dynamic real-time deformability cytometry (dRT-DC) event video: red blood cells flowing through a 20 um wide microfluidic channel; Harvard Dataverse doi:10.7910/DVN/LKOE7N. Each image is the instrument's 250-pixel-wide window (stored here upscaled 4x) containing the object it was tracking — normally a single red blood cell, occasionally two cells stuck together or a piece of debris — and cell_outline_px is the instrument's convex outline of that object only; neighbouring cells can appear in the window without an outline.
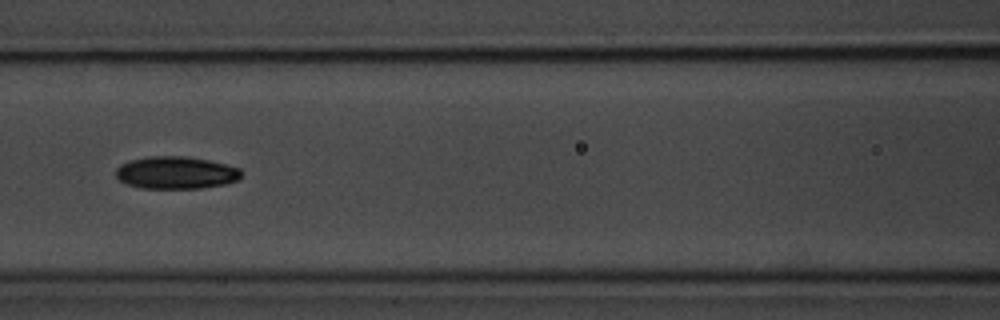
{"species": "common noctule bat (a hibernating species)", "species_latin": "Nyctalus noctula", "temperature_condition": "room temperature", "stored_images_in_passage": 12, "camera_frame_rate_fps": 3000, "um_per_image_px": 0.085, "animal": {"sex": "male", "body_mass_g": 20.1, "forearm_length_mm": 53.5}, "frame": {"image": 1, "passage_image": 6, "time_ms": 6.667, "image_size_px": [1000, 320], "cell_outline_px": [[240, 176], [236, 180], [224, 184], [200, 188], [140, 188], [128, 184], [120, 180], [116, 176], [116, 168], [120, 164], [128, 160], [152, 156], [184, 156], [208, 160], [240, 168]], "centroid_in_image_um": [14.91, 14.67], "position_along_channel_um": 151.7, "area_um2": 23.52}}
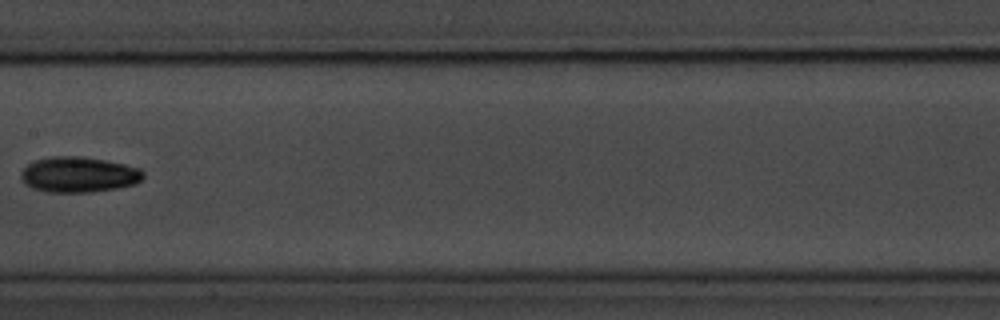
{"frame": {"image": 2, "passage_image": 7, "time_ms": 8.0, "image_size_px": [1000, 320], "cell_outline_px": [[144, 176], [136, 184], [116, 188], [88, 192], [48, 192], [32, 188], [24, 184], [20, 176], [24, 168], [28, 164], [36, 160], [52, 156], [84, 156], [124, 164], [140, 168], [144, 172]], "centroid_in_image_um": [6.69, 14.84], "position_along_channel_um": 200.7, "area_um2": 25.32}}
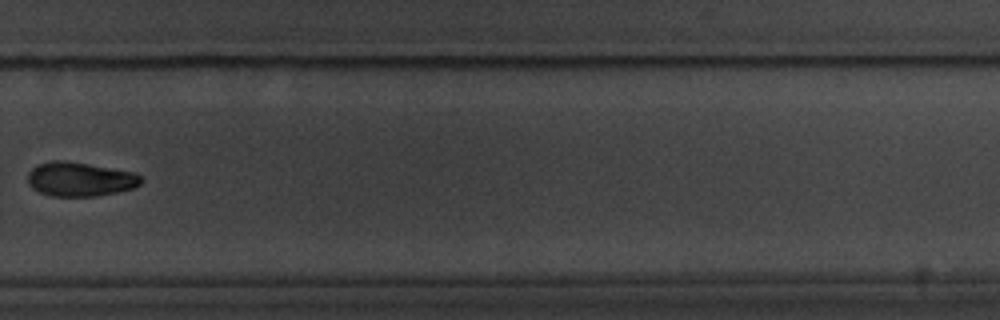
{"frame": {"image": 3, "passage_image": 10, "time_ms": 11.333, "image_size_px": [1000, 320], "cell_outline_px": [[144, 180], [140, 184], [132, 188], [116, 192], [96, 196], [52, 196], [40, 192], [32, 188], [28, 184], [28, 172], [36, 164], [52, 160], [64, 160], [136, 172], [144, 176]], "centroid_in_image_um": [6.81, 15.22], "position_along_channel_um": 323.0, "area_um2": 22.77}}